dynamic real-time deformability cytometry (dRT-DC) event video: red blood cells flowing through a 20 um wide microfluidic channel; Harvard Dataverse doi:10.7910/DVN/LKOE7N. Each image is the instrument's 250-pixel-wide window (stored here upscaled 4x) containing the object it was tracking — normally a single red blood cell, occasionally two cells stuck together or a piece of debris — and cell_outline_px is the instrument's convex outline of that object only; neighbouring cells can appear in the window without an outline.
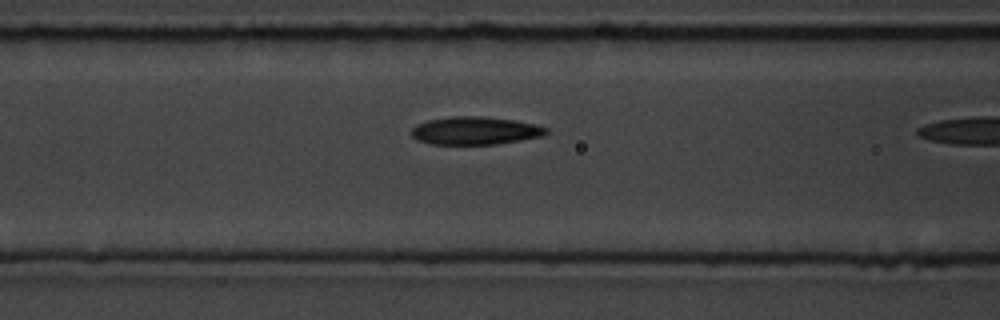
{"species": "common noctule bat (a hibernating species)", "species_latin": "Nyctalus noctula", "temperature_condition": "room temperature", "stored_images_in_passage": 10, "camera_frame_rate_fps": 3000, "um_per_image_px": 0.085, "animal": {"sex": "male", "body_mass_g": 19.5, "forearm_length_mm": 54.6}, "frame": {"image": 1, "passage_image": 9, "time_ms": 2.667, "image_size_px": [1000, 320], "cell_outline_px": [[548, 132], [544, 136], [496, 144], [428, 144], [416, 140], [412, 136], [412, 128], [416, 124], [428, 120], [452, 116], [484, 116], [516, 120], [536, 124], [548, 128]], "centroid_in_image_um": [40.39, 11.1], "position_along_channel_um": 126.2, "area_um2": 22.14}}